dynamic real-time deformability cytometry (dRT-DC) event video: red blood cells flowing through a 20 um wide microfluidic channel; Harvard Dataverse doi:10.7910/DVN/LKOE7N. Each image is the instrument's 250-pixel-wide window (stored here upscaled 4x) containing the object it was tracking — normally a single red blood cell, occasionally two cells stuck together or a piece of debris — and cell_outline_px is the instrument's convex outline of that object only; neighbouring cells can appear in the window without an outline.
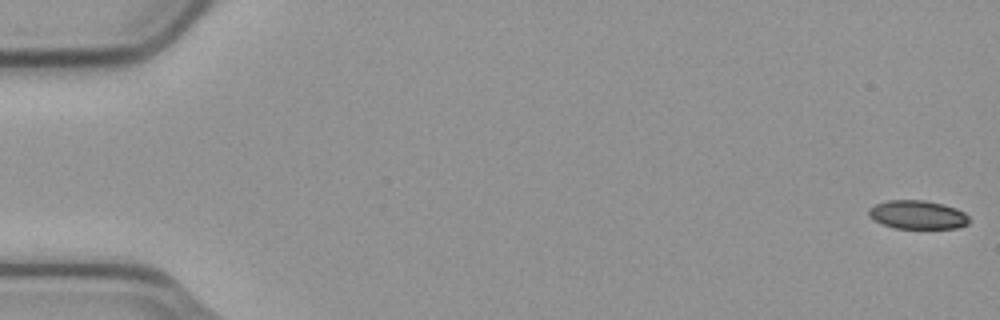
{"species": "common noctule bat (a hibernating species)", "species_latin": "Nyctalus noctula", "temperature_condition": "cold", "stored_images_in_passage": 6, "camera_frame_rate_fps": 3000, "um_per_image_px": 0.085, "animal": {"sex": "male", "body_mass_g": 23.1, "forearm_length_mm": 52.7}, "frame": {"image": 1, "passage_image": 1, "time_ms": 0.0, "image_size_px": [1000, 320], "cell_outline_px": [[972, 220], [968, 224], [956, 228], [896, 228], [884, 224], [868, 216], [868, 208], [876, 204], [888, 200], [924, 200], [944, 204], [956, 208], [964, 212]], "centroid_in_image_um": [78.03, 18.24], "position_along_channel_um": 7.0, "area_um2": 16.76}}
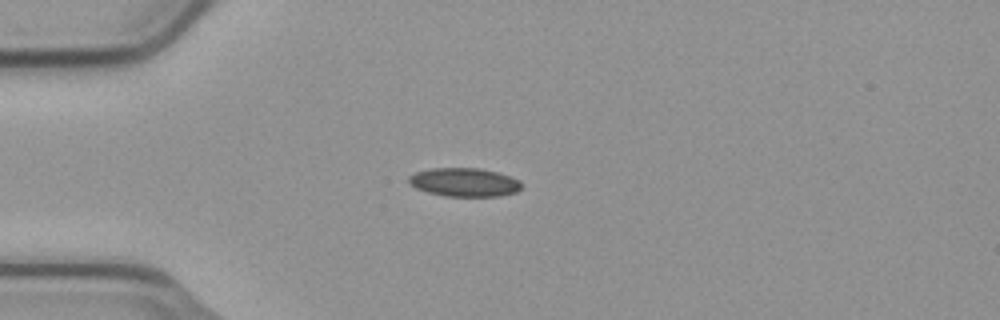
{"frame": {"image": 2, "passage_image": 5, "time_ms": 1.333, "image_size_px": [1000, 320], "cell_outline_px": [[520, 188], [516, 192], [500, 196], [444, 196], [428, 192], [416, 188], [408, 184], [408, 176], [416, 172], [432, 168], [476, 168], [496, 172], [520, 180]], "centroid_in_image_um": [39.42, 15.49], "position_along_channel_um": 45.6, "area_um2": 18.67}}